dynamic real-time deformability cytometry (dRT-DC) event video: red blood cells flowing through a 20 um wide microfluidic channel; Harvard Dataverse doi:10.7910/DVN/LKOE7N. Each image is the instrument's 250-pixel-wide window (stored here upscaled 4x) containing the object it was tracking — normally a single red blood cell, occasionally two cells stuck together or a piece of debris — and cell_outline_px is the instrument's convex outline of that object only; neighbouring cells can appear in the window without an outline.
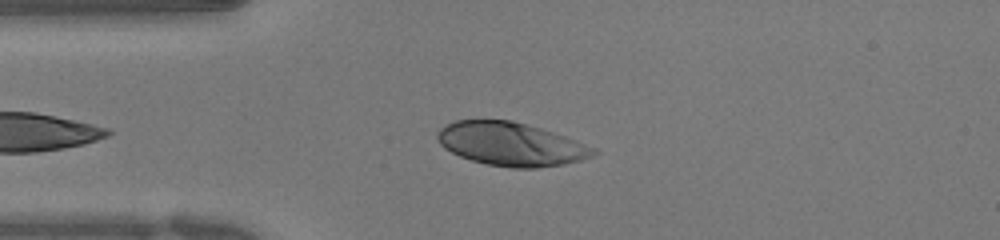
{"species": "human", "species_latin": "Homo sapiens", "temperature_condition": "warm", "stored_images_in_passage": 32, "camera_frame_rate_fps": 3000, "um_per_image_px": 0.085, "donor": {"sex": "female"}, "frame": {"image": 1, "passage_image": 4, "time_ms": 1.0, "image_size_px": [1000, 240], "cell_outline_px": [[600, 152], [592, 156], [580, 160], [564, 164], [536, 168], [512, 168], [488, 164], [472, 160], [460, 156], [444, 148], [440, 144], [436, 136], [436, 132], [440, 128], [456, 120], [512, 120], [540, 128], [576, 140], [596, 148]], "centroid_in_image_um": [43.44, 12.25], "position_along_channel_um": 41.6, "area_um2": 39.36}}
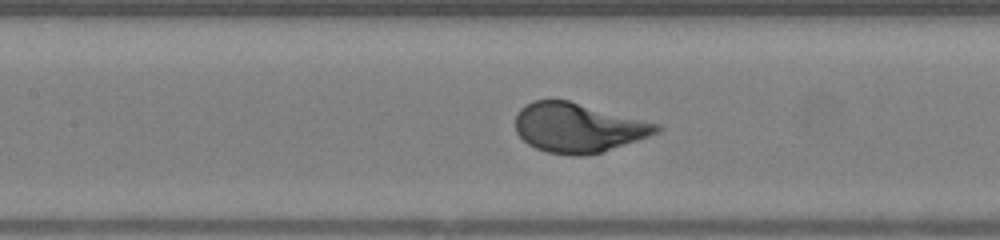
{"frame": {"image": 2, "passage_image": 14, "time_ms": 4.333, "image_size_px": [1000, 240], "cell_outline_px": [[660, 132], [600, 152], [580, 156], [572, 156], [548, 152], [536, 148], [528, 144], [516, 132], [516, 112], [524, 104], [532, 100], [568, 100], [660, 124]], "centroid_in_image_um": [49.1, 10.84], "position_along_channel_um": 158.3, "area_um2": 40.34}}
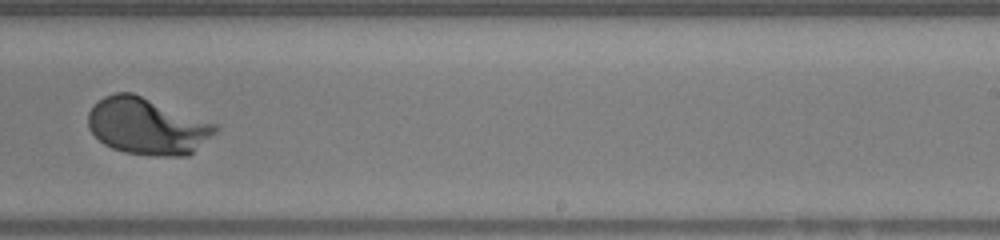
{"frame": {"image": 3, "passage_image": 23, "time_ms": 7.333, "image_size_px": [1000, 240], "cell_outline_px": [[220, 128], [216, 132], [188, 156], [156, 156], [124, 152], [112, 148], [104, 144], [88, 128], [88, 112], [104, 96], [116, 92], [132, 92], [216, 124]], "centroid_in_image_um": [12.51, 10.73], "position_along_channel_um": 276.5, "area_um2": 41.73}}